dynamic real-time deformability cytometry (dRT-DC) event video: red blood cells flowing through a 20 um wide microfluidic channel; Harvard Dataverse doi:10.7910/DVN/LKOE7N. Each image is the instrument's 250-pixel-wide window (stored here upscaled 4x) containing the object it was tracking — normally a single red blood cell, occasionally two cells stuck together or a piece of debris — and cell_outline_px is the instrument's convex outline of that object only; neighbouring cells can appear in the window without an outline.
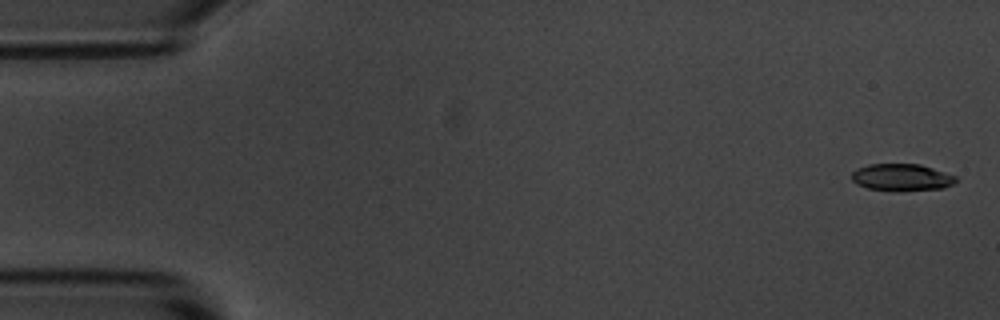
{"species": "common noctule bat (a hibernating species)", "species_latin": "Nyctalus noctula", "temperature_condition": "room temperature", "stored_images_in_passage": 5, "camera_frame_rate_fps": 3000, "um_per_image_px": 0.085, "animal": {"sex": "male", "body_mass_g": 20.1, "forearm_length_mm": 53.5}, "frame": {"image": 1, "passage_image": 1, "time_ms": 0.0, "image_size_px": [1000, 320], "cell_outline_px": [[956, 180], [952, 184], [944, 188], [900, 192], [896, 192], [868, 188], [856, 184], [852, 180], [852, 172], [856, 168], [868, 164], [920, 164], [956, 176]], "centroid_in_image_um": [76.61, 15.09], "position_along_channel_um": 8.4, "area_um2": 16.65}}
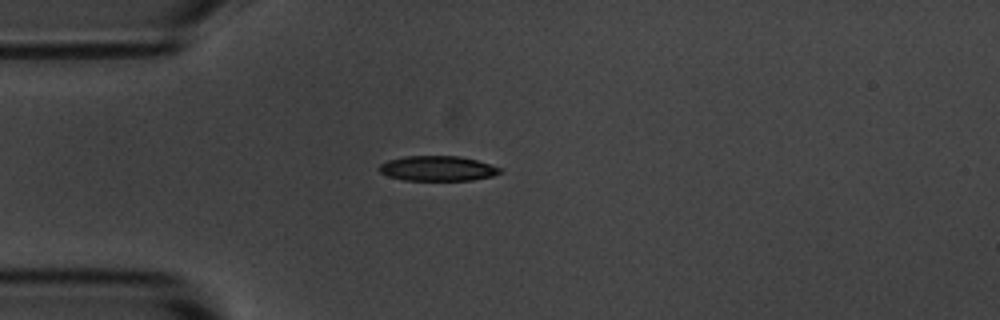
{"frame": {"image": 2, "passage_image": 4, "time_ms": 4.333, "image_size_px": [1000, 320], "cell_outline_px": [[504, 168], [500, 172], [492, 176], [472, 180], [404, 180], [388, 176], [380, 172], [380, 164], [388, 160], [404, 156], [460, 156], [476, 160]], "centroid_in_image_um": [37.21, 14.31], "position_along_channel_um": 47.8, "area_um2": 17.57}}